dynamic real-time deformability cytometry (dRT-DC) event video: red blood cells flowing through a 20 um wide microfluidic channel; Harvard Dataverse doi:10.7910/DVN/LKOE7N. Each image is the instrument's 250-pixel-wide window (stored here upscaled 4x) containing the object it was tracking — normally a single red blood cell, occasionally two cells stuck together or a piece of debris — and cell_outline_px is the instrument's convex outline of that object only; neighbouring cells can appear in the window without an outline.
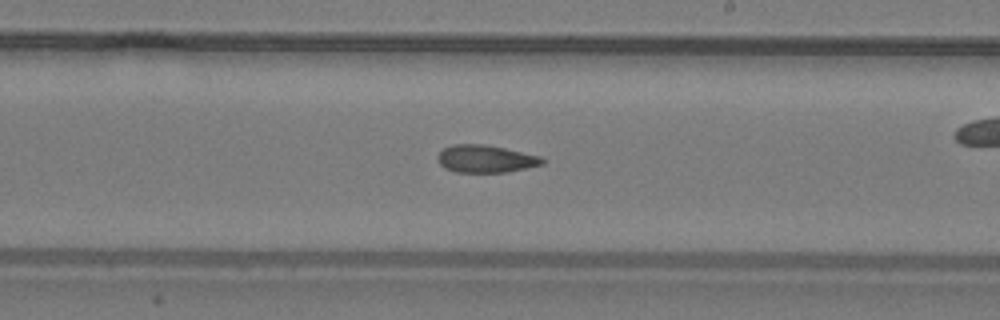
{"species": "common noctule bat (a hibernating species)", "species_latin": "Nyctalus noctula", "temperature_condition": "warm", "stored_images_in_passage": 36, "camera_frame_rate_fps": 3000, "um_per_image_px": 0.085, "animal": {"sex": "male", "body_mass_g": 19.2, "forearm_length_mm": 51.8}, "frame": {"image": 1, "passage_image": 21, "time_ms": 6.667, "image_size_px": [1000, 320], "cell_outline_px": [[544, 164], [508, 172], [456, 172], [444, 168], [440, 164], [436, 156], [444, 148], [456, 144], [484, 144], [504, 148], [540, 156], [544, 160]], "centroid_in_image_um": [41.27, 13.5], "position_along_channel_um": 247.7, "area_um2": 16.7}}
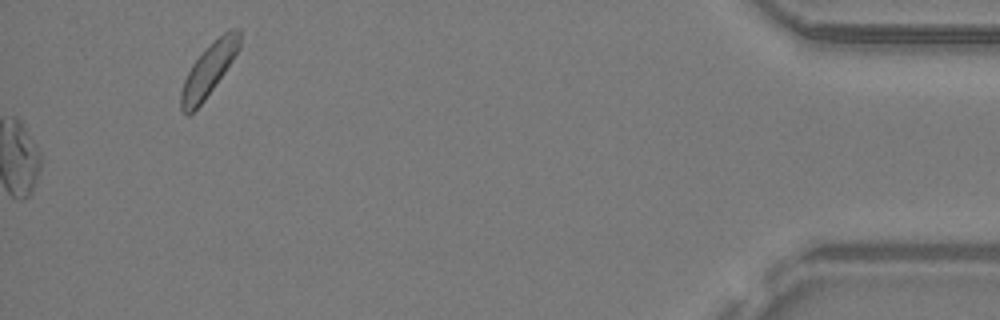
{"frame": {"image": 2, "passage_image": 36, "time_ms": 11.667, "image_size_px": [1000, 320], "cell_outline_px": [[240, 48], [224, 72], [204, 100], [188, 116], [184, 116], [180, 108], [180, 92], [184, 80], [192, 64], [228, 28], [240, 28]], "centroid_in_image_um": [17.73, 5.96], "position_along_channel_um": 417.5, "area_um2": 17.4}}